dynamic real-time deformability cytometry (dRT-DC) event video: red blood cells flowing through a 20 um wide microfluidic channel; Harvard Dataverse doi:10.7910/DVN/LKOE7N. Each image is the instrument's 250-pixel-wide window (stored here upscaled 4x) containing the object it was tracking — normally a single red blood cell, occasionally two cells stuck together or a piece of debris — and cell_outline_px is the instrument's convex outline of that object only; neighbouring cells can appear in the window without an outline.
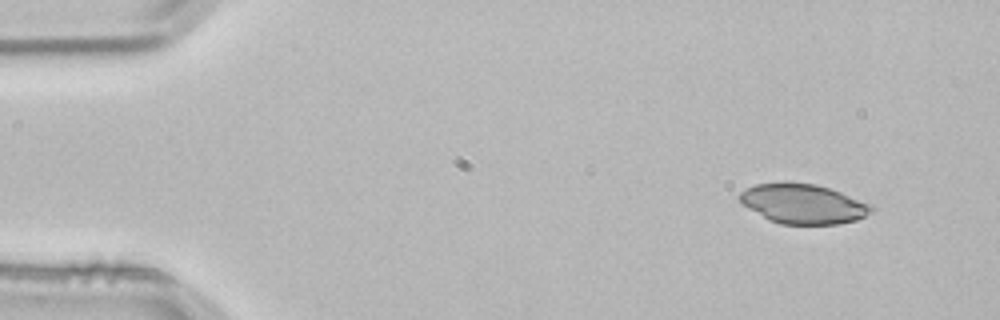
{"species": "common noctule bat (a hibernating species)", "species_latin": "Nyctalus noctula", "temperature_condition": "room temperature", "stored_images_in_passage": 2, "camera_frame_rate_fps": 3000, "um_per_image_px": 0.085, "animal": {"sex": "male", "body_mass_g": 21.5, "forearm_length_mm": 52.0}, "frame": {"image": 1, "passage_image": 1, "time_ms": 0.0, "image_size_px": [1000, 320], "cell_outline_px": [[876, 208], [872, 212], [856, 220], [840, 224], [780, 224], [768, 220], [744, 204], [736, 196], [740, 192], [756, 184], [784, 180], [816, 184], [840, 192], [872, 204]], "centroid_in_image_um": [68.27, 17.3], "position_along_channel_um": 16.7, "area_um2": 30.81}}